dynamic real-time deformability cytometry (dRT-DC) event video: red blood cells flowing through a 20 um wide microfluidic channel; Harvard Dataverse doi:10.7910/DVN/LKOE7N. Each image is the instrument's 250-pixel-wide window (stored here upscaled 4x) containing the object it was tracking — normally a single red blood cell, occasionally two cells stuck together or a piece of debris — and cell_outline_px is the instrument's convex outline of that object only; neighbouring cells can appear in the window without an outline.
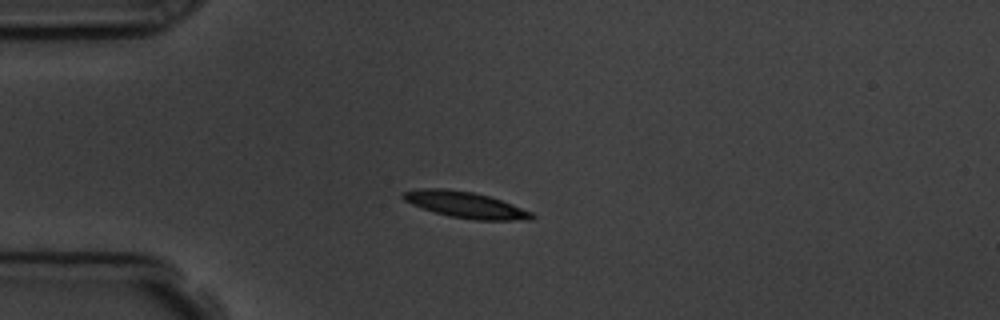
{"species": "common noctule bat (a hibernating species)", "species_latin": "Nyctalus noctula", "temperature_condition": "room temperature", "stored_images_in_passage": 15, "camera_frame_rate_fps": 3000, "um_per_image_px": 0.085, "animal": {"sex": "male", "body_mass_g": 19.5, "forearm_length_mm": 54.6}, "frame": {"image": 1, "passage_image": 3, "time_ms": 3.333, "image_size_px": [1000, 320], "cell_outline_px": [[536, 216], [532, 220], [472, 220], [448, 216], [412, 204], [404, 200], [400, 196], [404, 192], [420, 188], [444, 188], [472, 192], [488, 196], [512, 204], [532, 212]], "centroid_in_image_um": [39.58, 17.41], "position_along_channel_um": 45.4, "area_um2": 19.54}}
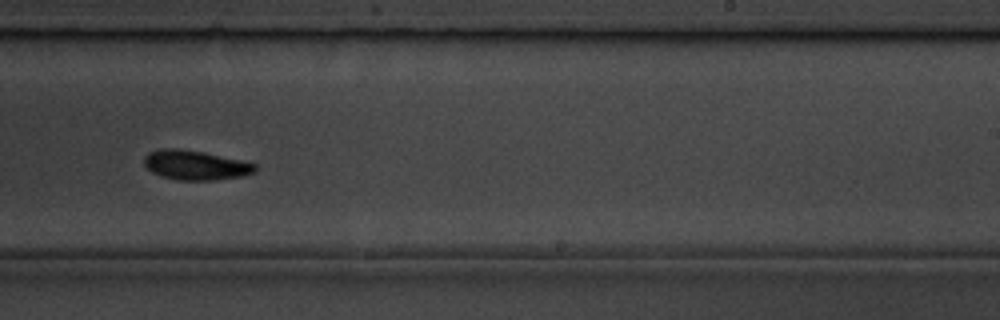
{"frame": {"image": 2, "passage_image": 9, "time_ms": 10.0, "image_size_px": [1000, 320], "cell_outline_px": [[256, 172], [244, 176], [212, 180], [176, 180], [160, 176], [152, 172], [144, 164], [144, 156], [148, 152], [156, 148], [180, 148], [204, 152], [240, 160], [256, 164]], "centroid_in_image_um": [16.58, 14.03], "position_along_channel_um": 272.4, "area_um2": 19.31}, "authors_computed_cell_mechanics": {"area_um2": 18.785, "velocity_mm_per_s": 3.7191, "shape_relaxation_time_tau1_ms": 2.5488, "shape_relaxation_time_tau2_ms": 6.8171, "deformation_change_tau1": 0.1051, "deformation_change_tau2": 0.1033}}